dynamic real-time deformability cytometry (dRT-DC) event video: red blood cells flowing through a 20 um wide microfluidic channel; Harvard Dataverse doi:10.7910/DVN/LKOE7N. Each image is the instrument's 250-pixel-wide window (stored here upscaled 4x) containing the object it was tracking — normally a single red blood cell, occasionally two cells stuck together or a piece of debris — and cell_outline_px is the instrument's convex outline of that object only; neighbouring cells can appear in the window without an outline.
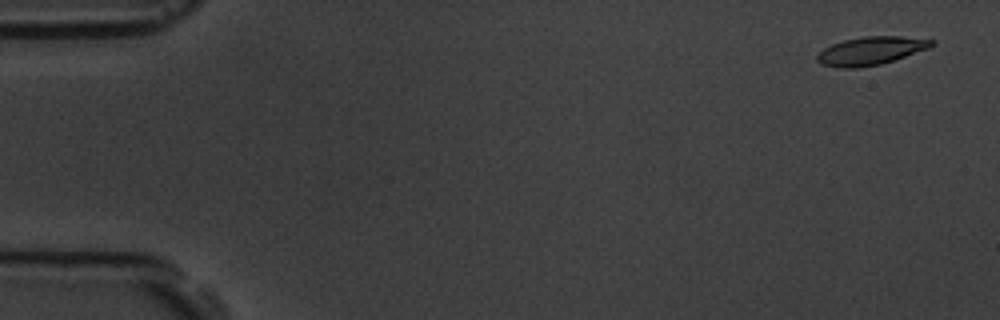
{"species": "common noctule bat (a hibernating species)", "species_latin": "Nyctalus noctula", "temperature_condition": "room temperature", "stored_images_in_passage": 4, "camera_frame_rate_fps": 3000, "um_per_image_px": 0.085, "animal": {"sex": "male", "body_mass_g": 19.5, "forearm_length_mm": 54.6}, "frame": {"image": 1, "passage_image": 1, "time_ms": 0.0, "image_size_px": [1000, 320], "cell_outline_px": [[936, 44], [928, 48], [880, 64], [856, 68], [840, 68], [820, 64], [816, 60], [816, 56], [824, 48], [832, 44], [844, 40], [864, 36], [900, 36], [936, 40]], "centroid_in_image_um": [74.0, 4.31], "position_along_channel_um": 11.0, "area_um2": 18.67}}
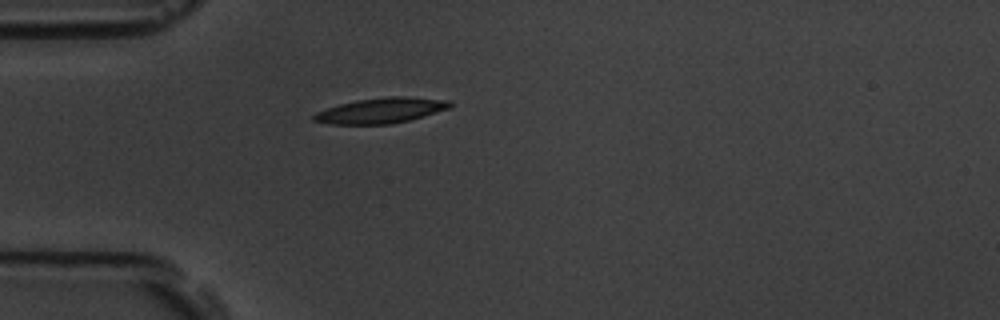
{"frame": {"image": 2, "passage_image": 4, "time_ms": 4.667, "image_size_px": [1000, 320], "cell_outline_px": [[452, 108], [408, 120], [392, 124], [332, 124], [312, 120], [312, 116], [316, 112], [340, 104], [356, 100], [388, 96], [408, 96], [452, 100]], "centroid_in_image_um": [32.44, 9.38], "position_along_channel_um": 52.6, "area_um2": 20.23}}